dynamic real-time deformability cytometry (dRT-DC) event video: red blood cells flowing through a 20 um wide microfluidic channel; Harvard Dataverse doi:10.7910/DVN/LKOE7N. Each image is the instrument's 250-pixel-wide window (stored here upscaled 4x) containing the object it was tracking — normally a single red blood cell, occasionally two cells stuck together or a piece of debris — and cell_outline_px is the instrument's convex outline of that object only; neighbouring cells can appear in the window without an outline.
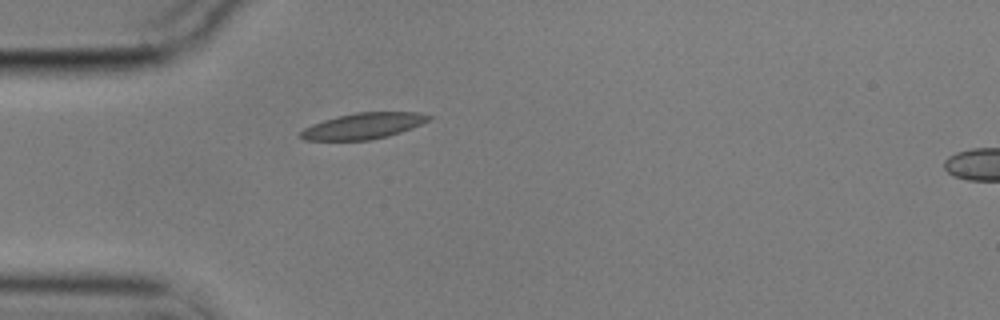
{"species": "common noctule bat (a hibernating species)", "species_latin": "Nyctalus noctula", "temperature_condition": "cold", "stored_images_in_passage": 42, "camera_frame_rate_fps": 3000, "um_per_image_px": 0.085, "animal": {"sex": "male", "body_mass_g": 17.9}, "frame": {"image": 1, "passage_image": 1, "time_ms": 0.0, "image_size_px": [1000, 320], "cell_outline_px": [[432, 116], [428, 120], [420, 124], [400, 132], [388, 136], [372, 140], [304, 140], [296, 136], [304, 128], [312, 124], [336, 116], [356, 112], [416, 112]], "centroid_in_image_um": [30.81, 10.71], "position_along_channel_um": 54.2, "area_um2": 19.36}}
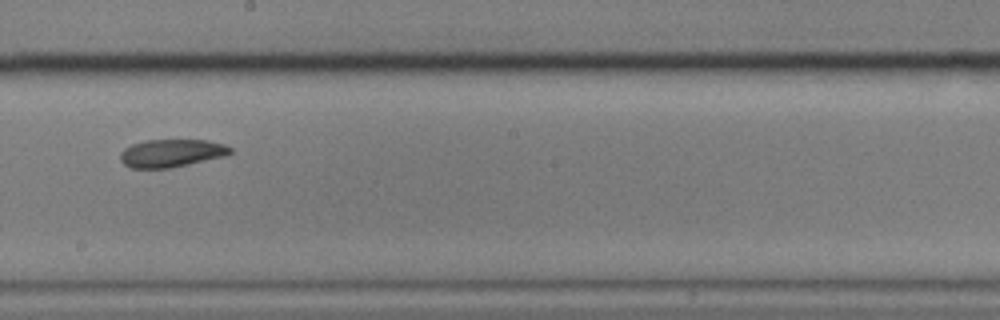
{"frame": {"image": 2, "passage_image": 17, "time_ms": 5.333, "image_size_px": [1000, 320], "cell_outline_px": [[232, 152], [224, 156], [172, 168], [132, 168], [124, 164], [120, 160], [120, 152], [124, 148], [132, 144], [144, 140], [208, 140], [224, 144], [232, 148]], "centroid_in_image_um": [14.56, 13.01], "position_along_channel_um": 233.6, "area_um2": 17.92}}
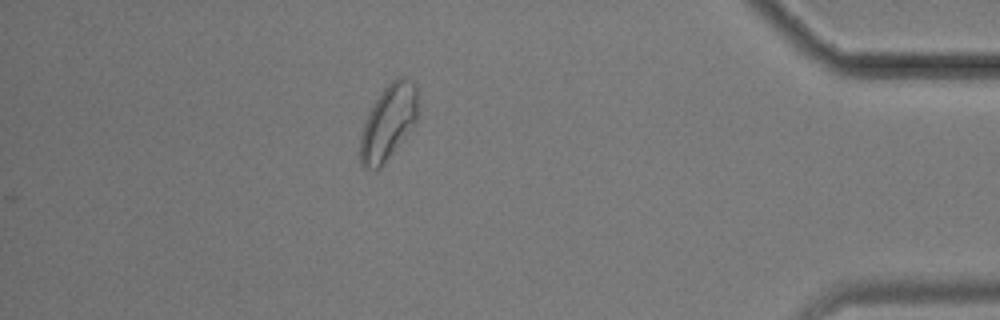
{"frame": {"image": 3, "passage_image": 35, "time_ms": 11.333, "image_size_px": [1000, 320], "cell_outline_px": [[416, 120], [412, 128], [380, 168], [364, 168], [360, 164], [360, 136], [368, 112], [372, 104], [384, 88], [396, 76], [404, 76], [416, 88]], "centroid_in_image_um": [32.97, 10.4], "position_along_channel_um": 402.2, "area_um2": 24.8}, "authors_computed_cell_mechanics": {"area_um2": 19.3341, "velocity_mm_per_s": 3.4972, "shape_relaxation_time_tau1_ms": null, "shape_relaxation_time_tau2_ms": 9.6989, "deformation_change_tau1": null, "deformation_change_tau2": 0.1209}}